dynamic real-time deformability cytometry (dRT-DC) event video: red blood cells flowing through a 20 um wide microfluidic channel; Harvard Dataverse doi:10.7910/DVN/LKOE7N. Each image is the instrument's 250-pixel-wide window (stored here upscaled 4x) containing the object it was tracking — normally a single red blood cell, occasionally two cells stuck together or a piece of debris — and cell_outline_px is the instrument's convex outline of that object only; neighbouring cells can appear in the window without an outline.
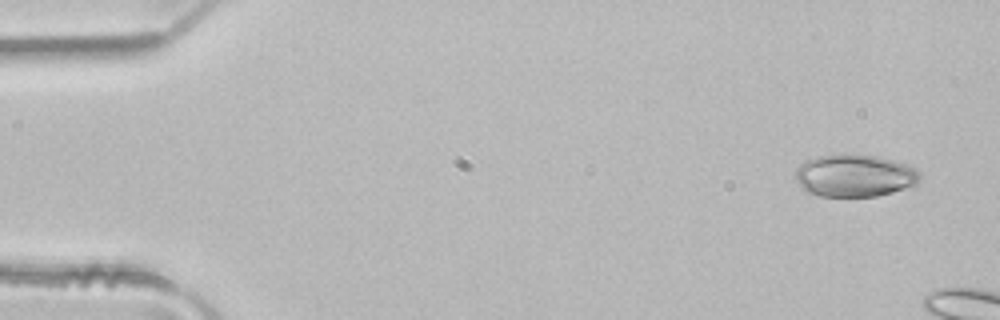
{"species": "common noctule bat (a hibernating species)", "species_latin": "Nyctalus noctula", "temperature_condition": "room temperature", "stored_images_in_passage": 4, "camera_frame_rate_fps": 3000, "um_per_image_px": 0.085, "animal": {"sex": "male", "body_mass_g": 21.5, "forearm_length_mm": 52.0}, "frame": {"image": 1, "passage_image": 1, "time_ms": 0.0, "image_size_px": [1000, 320], "cell_outline_px": [[920, 180], [916, 188], [876, 196], [820, 196], [804, 192], [796, 180], [796, 168], [800, 164], [816, 156], [876, 156], [892, 160], [904, 164], [920, 172]], "centroid_in_image_um": [72.68, 14.98], "position_along_channel_um": 12.3, "area_um2": 30.63}}